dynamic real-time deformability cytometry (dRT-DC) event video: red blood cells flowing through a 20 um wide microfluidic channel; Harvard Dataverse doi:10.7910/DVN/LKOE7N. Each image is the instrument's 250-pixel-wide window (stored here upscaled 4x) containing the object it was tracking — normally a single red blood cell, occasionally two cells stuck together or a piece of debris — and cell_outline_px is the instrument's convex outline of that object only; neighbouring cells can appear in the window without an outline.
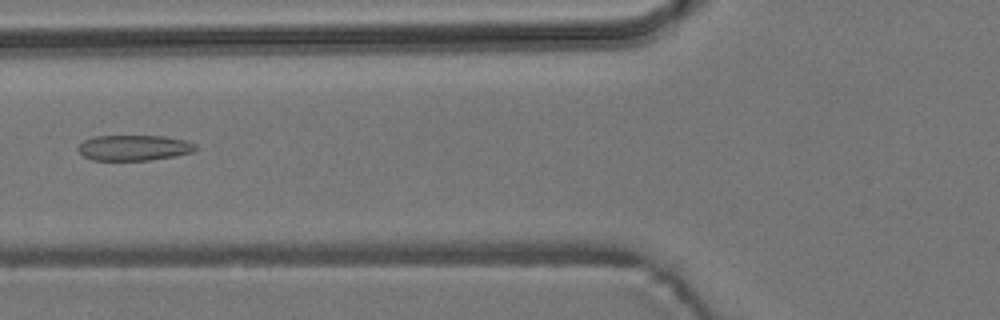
{"species": "common noctule bat (a hibernating species)", "species_latin": "Nyctalus noctula", "temperature_condition": "room temperature", "stored_images_in_passage": 4, "camera_frame_rate_fps": 3000, "um_per_image_px": 0.085, "animal": {"sex": "male", "body_mass_g": 19.2, "forearm_length_mm": 51.8}, "frame": {"image": 1, "passage_image": 4, "time_ms": 3.667, "image_size_px": [1000, 320], "cell_outline_px": [[196, 148], [192, 152], [176, 156], [148, 160], [92, 160], [84, 156], [76, 148], [84, 140], [96, 136], [164, 136], [184, 140], [196, 144]], "centroid_in_image_um": [11.38, 12.56], "position_along_channel_um": 114.4, "area_um2": 17.4}}